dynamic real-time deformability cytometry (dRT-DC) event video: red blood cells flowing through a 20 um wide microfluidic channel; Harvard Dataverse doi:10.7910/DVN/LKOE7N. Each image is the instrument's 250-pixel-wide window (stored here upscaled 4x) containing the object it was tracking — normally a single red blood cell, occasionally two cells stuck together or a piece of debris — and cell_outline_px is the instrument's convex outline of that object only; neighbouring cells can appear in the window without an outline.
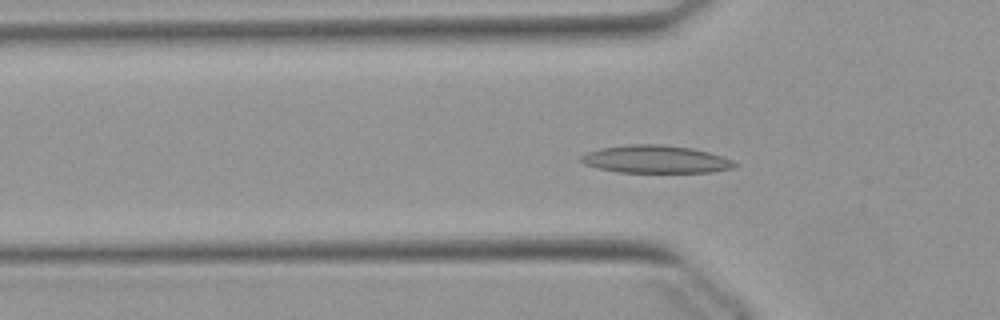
{"species": "Egyptian fruit bat (a non-hibernating species)", "species_latin": "Rousettus aegyptiacus", "temperature_condition": "warm", "stored_images_in_passage": 54, "camera_frame_rate_fps": 3000, "um_per_image_px": 0.085, "animal": {"sex": "female"}, "frame": {"image": 1, "passage_image": 17, "time_ms": 5.333, "image_size_px": [1000, 320], "cell_outline_px": [[740, 164], [736, 168], [712, 172], [616, 172], [596, 168], [584, 164], [580, 160], [580, 156], [588, 152], [600, 148], [628, 144], [664, 144], [692, 148], [708, 152], [732, 160]], "centroid_in_image_um": [55.74, 13.54], "position_along_channel_um": 70.1, "area_um2": 25.03}}
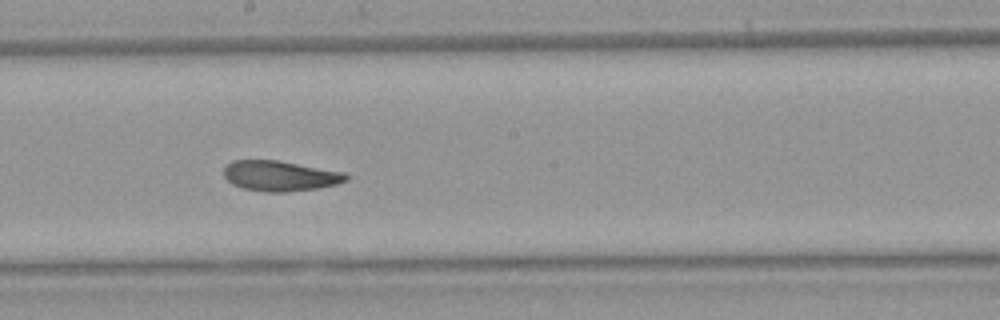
{"frame": {"image": 2, "passage_image": 29, "time_ms": 9.333, "image_size_px": [1000, 320], "cell_outline_px": [[348, 180], [336, 184], [316, 188], [288, 192], [264, 192], [244, 188], [232, 184], [224, 176], [224, 168], [232, 160], [280, 160], [344, 172], [348, 176]], "centroid_in_image_um": [23.8, 14.94], "position_along_channel_um": 224.4, "area_um2": 21.62}}
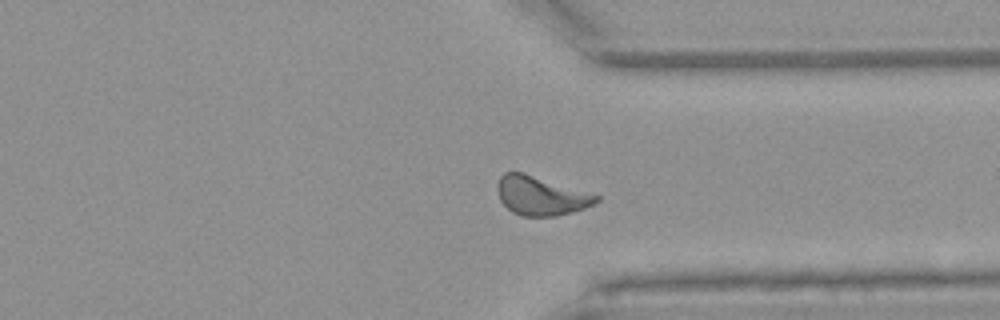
{"frame": {"image": 3, "passage_image": 40, "time_ms": 13.0, "image_size_px": [1000, 320], "cell_outline_px": [[600, 200], [584, 208], [572, 212], [556, 216], [520, 216], [512, 212], [500, 200], [496, 188], [500, 176], [504, 172], [524, 172], [600, 196]], "centroid_in_image_um": [45.94, 16.64], "position_along_channel_um": 365.5, "area_um2": 22.37}, "authors_computed_cell_mechanics": {"area_um2": 22.4553, "velocity_mm_per_s": 3.864, "shape_relaxation_time_tau1_ms": 6.8987, "shape_relaxation_time_tau2_ms": 5.132, "deformation_change_tau1": 0.1815, "deformation_change_tau2": 0.0711}}